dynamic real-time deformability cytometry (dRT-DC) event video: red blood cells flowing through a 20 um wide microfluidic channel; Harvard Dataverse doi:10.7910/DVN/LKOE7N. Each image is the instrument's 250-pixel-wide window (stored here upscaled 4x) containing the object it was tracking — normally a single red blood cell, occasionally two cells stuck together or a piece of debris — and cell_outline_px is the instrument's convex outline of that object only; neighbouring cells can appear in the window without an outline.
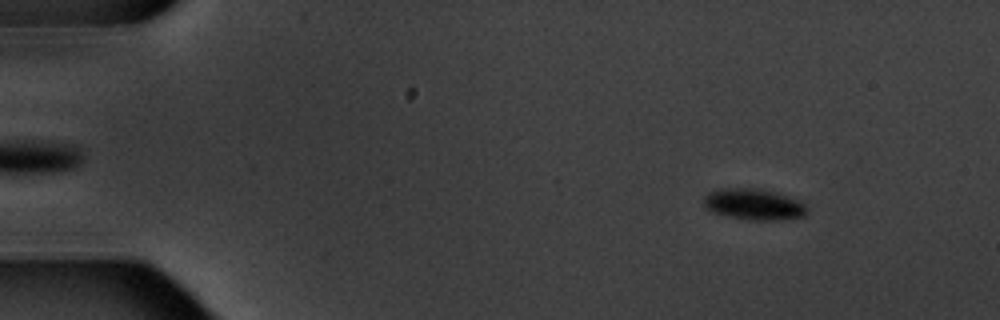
{"species": "common noctule bat (a hibernating species)", "species_latin": "Nyctalus noctula", "temperature_condition": "warm", "stored_images_in_passage": 4, "camera_frame_rate_fps": 3000, "um_per_image_px": 0.085, "animal": {"sex": "male", "body_mass_g": 20.1, "forearm_length_mm": 53.5}, "frame": {"image": 1, "passage_image": 1, "time_ms": 0.0, "image_size_px": [1000, 320], "cell_outline_px": [[808, 212], [804, 216], [784, 220], [748, 220], [728, 216], [712, 212], [704, 208], [704, 196], [708, 192], [720, 188], [764, 188], [800, 200], [808, 208]], "centroid_in_image_um": [64.09, 17.36], "position_along_channel_um": 20.9, "area_um2": 19.19}}
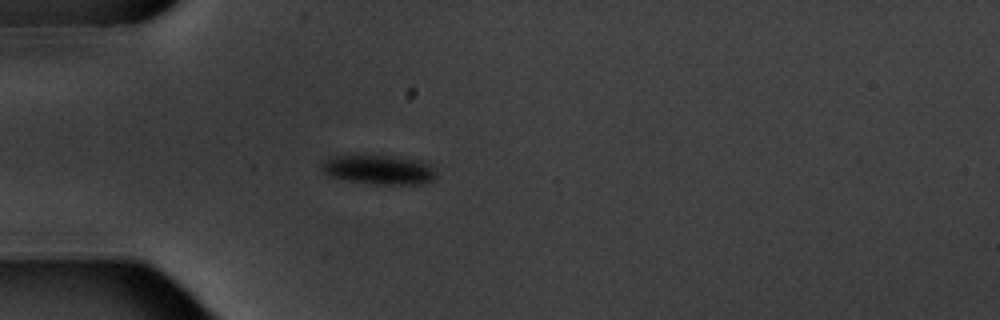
{"frame": {"image": 2, "passage_image": 4, "time_ms": 3.333, "image_size_px": [1000, 320], "cell_outline_px": [[436, 176], [432, 180], [420, 184], [380, 184], [352, 180], [328, 176], [320, 168], [320, 164], [324, 160], [332, 156], [400, 156], [420, 160], [428, 164], [432, 168]], "centroid_in_image_um": [32.2, 14.41], "position_along_channel_um": 52.8, "area_um2": 19.31}}